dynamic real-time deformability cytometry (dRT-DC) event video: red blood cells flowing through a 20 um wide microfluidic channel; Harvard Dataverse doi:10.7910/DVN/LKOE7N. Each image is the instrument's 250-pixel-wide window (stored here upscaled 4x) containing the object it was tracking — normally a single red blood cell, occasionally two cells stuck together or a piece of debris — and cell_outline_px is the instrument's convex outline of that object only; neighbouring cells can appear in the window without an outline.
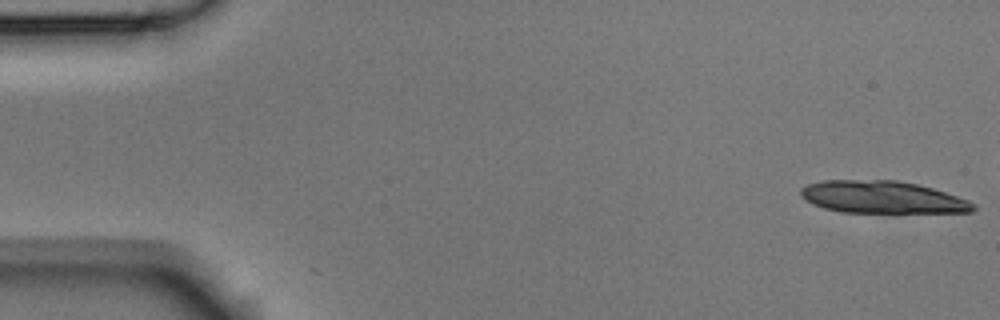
{"species": "Egyptian fruit bat (a non-hibernating species)", "species_latin": "Rousettus aegyptiacus", "temperature_condition": "room temperature", "stored_images_in_passage": 4, "camera_frame_rate_fps": 3000, "um_per_image_px": 0.085, "animal": {"sex": "male"}, "frame": {"image": 1, "passage_image": 1, "time_ms": 0.0, "image_size_px": [1000, 320], "cell_outline_px": [[976, 208], [972, 212], [896, 216], [840, 212], [824, 208], [812, 204], [800, 196], [800, 188], [808, 184], [820, 180], [896, 180], [916, 184], [932, 188], [968, 200]], "centroid_in_image_um": [75.03, 16.83], "position_along_channel_um": 10.0, "area_um2": 34.22}}